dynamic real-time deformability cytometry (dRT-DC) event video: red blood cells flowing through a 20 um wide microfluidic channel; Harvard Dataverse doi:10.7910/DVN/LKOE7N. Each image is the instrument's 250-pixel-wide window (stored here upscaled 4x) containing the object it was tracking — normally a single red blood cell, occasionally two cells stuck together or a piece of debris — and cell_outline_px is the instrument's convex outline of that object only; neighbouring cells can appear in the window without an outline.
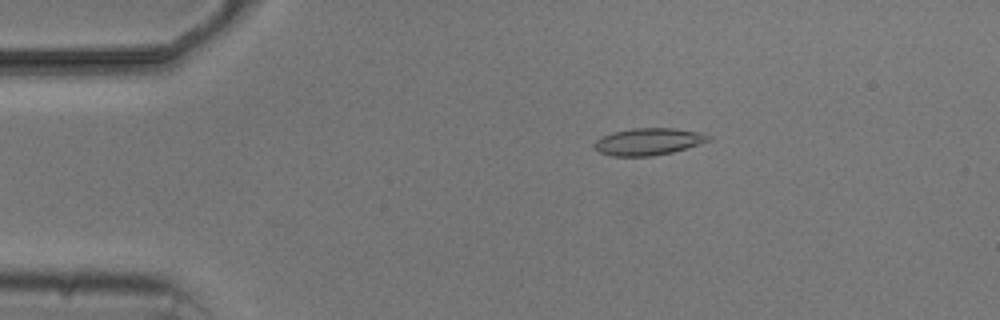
{"species": "common noctule bat (a hibernating species)", "species_latin": "Nyctalus noctula", "temperature_condition": "cold", "stored_images_in_passage": 6, "camera_frame_rate_fps": 3000, "um_per_image_px": 0.085, "animal": {"sex": "male", "body_mass_g": 20.5, "forearm_length_mm": 52.5}, "frame": {"image": 1, "passage_image": 3, "time_ms": 2.333, "image_size_px": [1000, 320], "cell_outline_px": [[712, 140], [672, 152], [652, 156], [612, 156], [600, 152], [592, 144], [596, 140], [612, 132], [632, 128], [676, 128], [704, 132], [712, 136]], "centroid_in_image_um": [55.16, 12.02], "position_along_channel_um": 29.8, "area_um2": 18.09}}
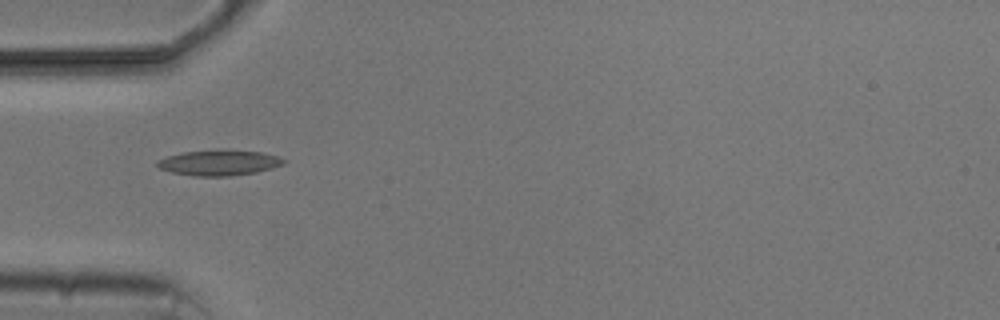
{"frame": {"image": 2, "passage_image": 5, "time_ms": 4.667, "image_size_px": [1000, 320], "cell_outline_px": [[288, 160], [284, 164], [256, 172], [228, 176], [196, 176], [172, 172], [160, 168], [156, 164], [156, 160], [168, 156], [184, 152], [224, 148], [260, 152], [276, 156]], "centroid_in_image_um": [18.63, 13.81], "position_along_channel_um": 66.4, "area_um2": 18.9}}
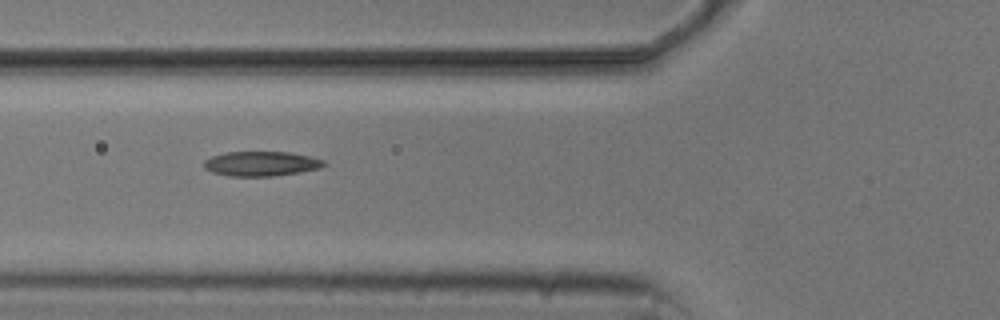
{"frame": {"image": 3, "passage_image": 6, "time_ms": 5.667, "image_size_px": [1000, 320], "cell_outline_px": [[328, 164], [320, 168], [300, 172], [272, 176], [228, 176], [212, 172], [204, 168], [204, 160], [212, 156], [224, 152], [288, 152], [308, 156], [324, 160]], "centroid_in_image_um": [22.19, 13.91], "position_along_channel_um": 103.6, "area_um2": 17.28}}